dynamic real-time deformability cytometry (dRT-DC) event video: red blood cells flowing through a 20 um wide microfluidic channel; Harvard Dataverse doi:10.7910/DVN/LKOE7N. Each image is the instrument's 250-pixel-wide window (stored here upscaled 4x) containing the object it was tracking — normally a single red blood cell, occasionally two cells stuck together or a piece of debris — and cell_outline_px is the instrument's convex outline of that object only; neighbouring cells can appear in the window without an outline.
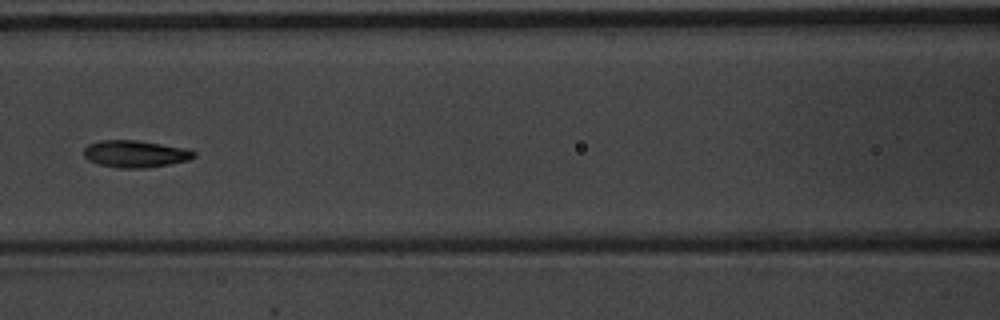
{"species": "common noctule bat (a hibernating species)", "species_latin": "Nyctalus noctula", "temperature_condition": "warm", "stored_images_in_passage": 7, "camera_frame_rate_fps": 3000, "um_per_image_px": 0.085, "animal": {"sex": "male", "body_mass_g": 20.1, "forearm_length_mm": 53.5}, "frame": {"image": 1, "passage_image": 7, "time_ms": 2.0, "image_size_px": [1000, 320], "cell_outline_px": [[196, 156], [188, 160], [168, 164], [144, 168], [120, 168], [100, 164], [88, 160], [84, 156], [84, 148], [88, 144], [100, 140], [136, 140], [188, 148], [196, 152]], "centroid_in_image_um": [11.51, 13.07], "position_along_channel_um": 155.1, "area_um2": 17.34}}